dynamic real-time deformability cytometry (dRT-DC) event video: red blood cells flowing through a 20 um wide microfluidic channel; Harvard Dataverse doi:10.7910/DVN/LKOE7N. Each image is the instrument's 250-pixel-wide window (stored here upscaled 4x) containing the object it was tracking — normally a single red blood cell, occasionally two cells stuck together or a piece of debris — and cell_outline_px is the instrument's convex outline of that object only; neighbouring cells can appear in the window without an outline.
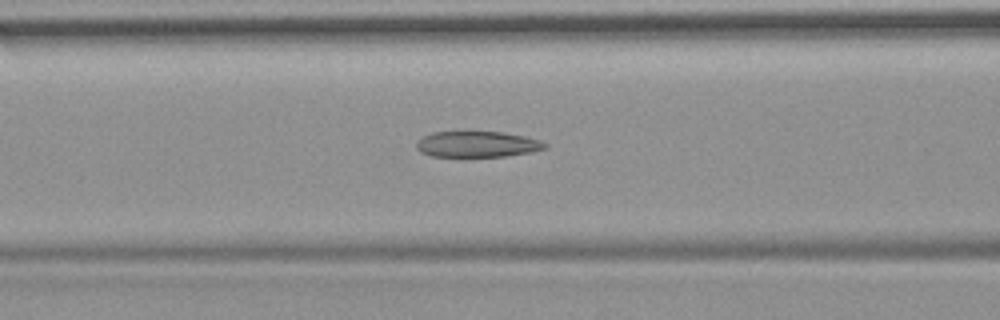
{"species": "common noctule bat (a hibernating species)", "species_latin": "Nyctalus noctula", "temperature_condition": "room temperature", "stored_images_in_passage": 38, "camera_frame_rate_fps": 3000, "um_per_image_px": 0.085, "animal": {"sex": "female", "body_mass_g": 19.9}, "frame": {"image": 1, "passage_image": 6, "time_ms": 1.667, "image_size_px": [1000, 320], "cell_outline_px": [[548, 148], [532, 152], [508, 156], [460, 160], [428, 156], [420, 152], [416, 148], [416, 144], [424, 136], [432, 132], [500, 132], [524, 136], [540, 140], [548, 144]], "centroid_in_image_um": [40.54, 12.33], "position_along_channel_um": 126.1, "area_um2": 20.52}, "authors_computed_cell_mechanics": {"area_um2": 20.2878, "velocity_mm_per_s": 3.7018, "shape_relaxation_time_tau1_ms": null, "shape_relaxation_time_tau2_ms": 3.2832, "deformation_change_tau1": null, "deformation_change_tau2": 0.1261}}